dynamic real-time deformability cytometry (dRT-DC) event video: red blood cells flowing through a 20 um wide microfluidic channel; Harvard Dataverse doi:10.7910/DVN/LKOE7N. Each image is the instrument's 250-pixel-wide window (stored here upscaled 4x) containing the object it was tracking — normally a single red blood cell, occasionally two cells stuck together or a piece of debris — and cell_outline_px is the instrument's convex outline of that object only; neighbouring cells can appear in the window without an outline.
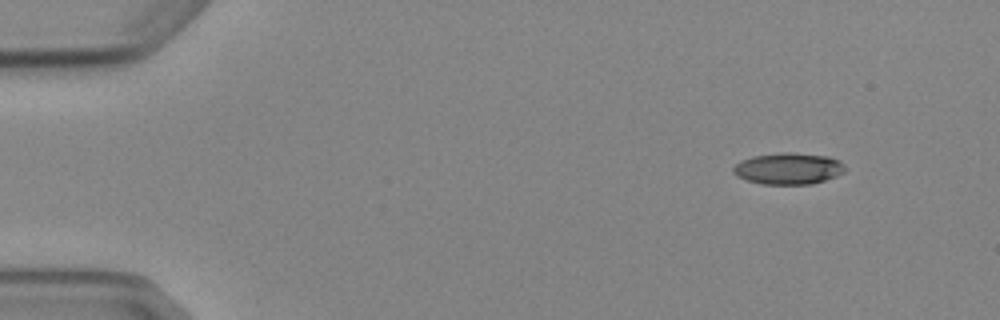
{"species": "Egyptian fruit bat (a non-hibernating species)", "species_latin": "Rousettus aegyptiacus", "temperature_condition": "cold", "stored_images_in_passage": 4, "segment_of_instrument_passage": [2, 2], "camera_frame_rate_fps": 3000, "um_per_image_px": 0.085, "animal": {"sex": "female"}, "frame": {"image": 1, "passage_image": 4, "time_ms": 4.333, "image_size_px": [1000, 320], "cell_outline_px": [[844, 172], [836, 176], [812, 184], [764, 184], [748, 180], [736, 176], [732, 172], [732, 168], [740, 160], [752, 156], [784, 152], [792, 152], [828, 156], [840, 160], [844, 164]], "centroid_in_image_um": [67.0, 14.32], "position_along_channel_um": 18.0, "area_um2": 20.58}}